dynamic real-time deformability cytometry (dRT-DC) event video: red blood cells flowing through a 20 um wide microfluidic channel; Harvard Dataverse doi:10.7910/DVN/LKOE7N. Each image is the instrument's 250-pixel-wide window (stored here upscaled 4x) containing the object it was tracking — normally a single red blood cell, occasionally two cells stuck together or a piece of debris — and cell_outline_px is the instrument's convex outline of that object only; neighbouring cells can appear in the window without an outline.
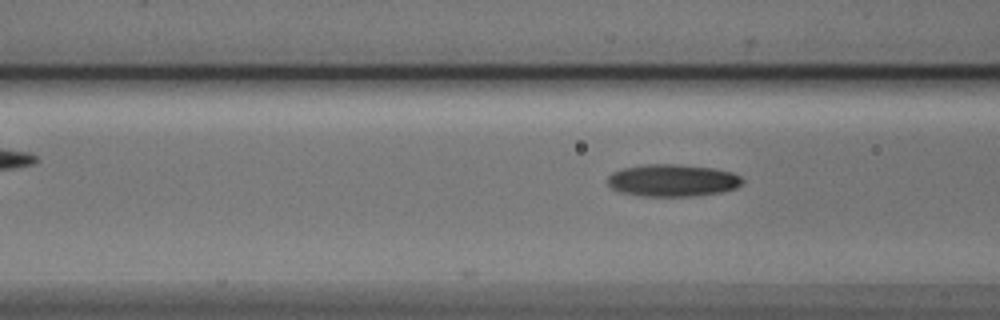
{"species": "Egyptian fruit bat (a non-hibernating species)", "species_latin": "Rousettus aegyptiacus", "temperature_condition": "cold", "stored_images_in_passage": 27, "camera_frame_rate_fps": 3000, "um_per_image_px": 0.085, "animal": {"sex": "male"}, "frame": {"image": 1, "passage_image": 27, "time_ms": 8.667, "image_size_px": [1000, 320], "cell_outline_px": [[744, 180], [736, 188], [724, 192], [692, 196], [644, 196], [620, 192], [612, 188], [608, 184], [608, 176], [612, 172], [624, 168], [648, 164], [676, 164], [712, 168], [732, 172], [740, 176]], "centroid_in_image_um": [57.18, 15.34], "position_along_channel_um": 109.4, "area_um2": 25.26}}